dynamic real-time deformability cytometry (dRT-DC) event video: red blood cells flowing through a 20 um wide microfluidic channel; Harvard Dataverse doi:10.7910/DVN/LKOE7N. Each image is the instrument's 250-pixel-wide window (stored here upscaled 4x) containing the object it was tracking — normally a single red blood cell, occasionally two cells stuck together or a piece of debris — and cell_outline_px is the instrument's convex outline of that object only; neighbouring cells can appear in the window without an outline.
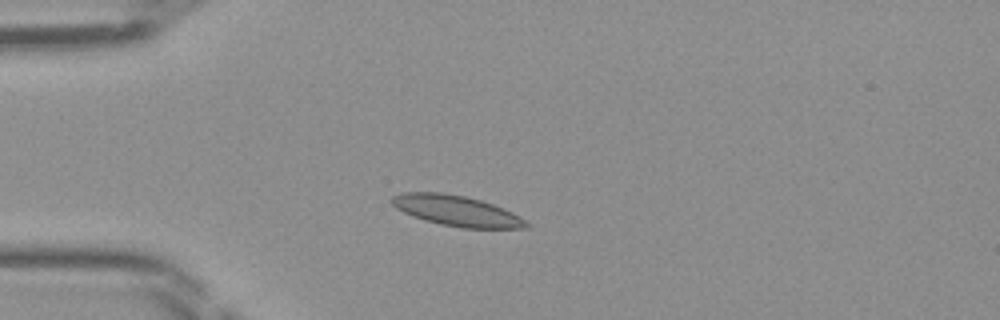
{"species": "Egyptian fruit bat (a non-hibernating species)", "species_latin": "Rousettus aegyptiacus", "temperature_condition": "room temperature", "stored_images_in_passage": 45, "camera_frame_rate_fps": 3000, "um_per_image_px": 0.085, "frame": {"image": 1, "passage_image": 10, "time_ms": 3.0, "image_size_px": [1000, 320], "cell_outline_px": [[532, 224], [528, 228], [464, 228], [440, 224], [424, 220], [412, 216], [396, 208], [388, 200], [392, 196], [400, 192], [444, 192], [464, 196], [480, 200], [504, 208], [520, 216]], "centroid_in_image_um": [38.81, 17.91], "position_along_channel_um": 46.2, "area_um2": 24.16}}
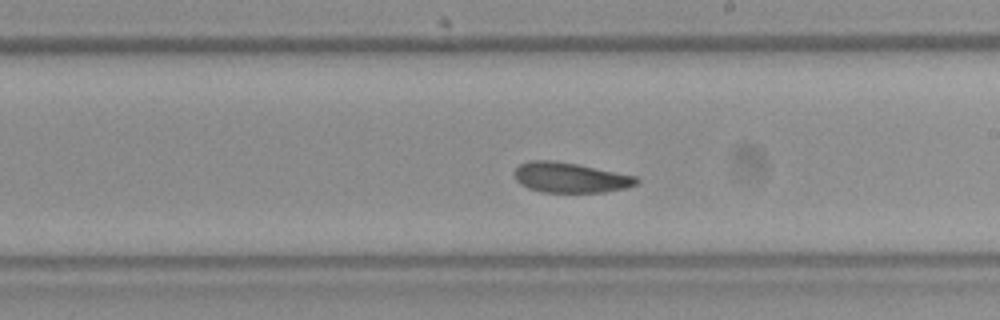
{"frame": {"image": 2, "passage_image": 25, "time_ms": 8.0, "image_size_px": [1000, 320], "cell_outline_px": [[640, 180], [636, 184], [624, 188], [604, 192], [540, 192], [528, 188], [520, 184], [516, 180], [512, 172], [520, 164], [528, 160], [552, 160], [580, 164], [636, 176]], "centroid_in_image_um": [48.43, 15.08], "position_along_channel_um": 240.6, "area_um2": 21.68}}
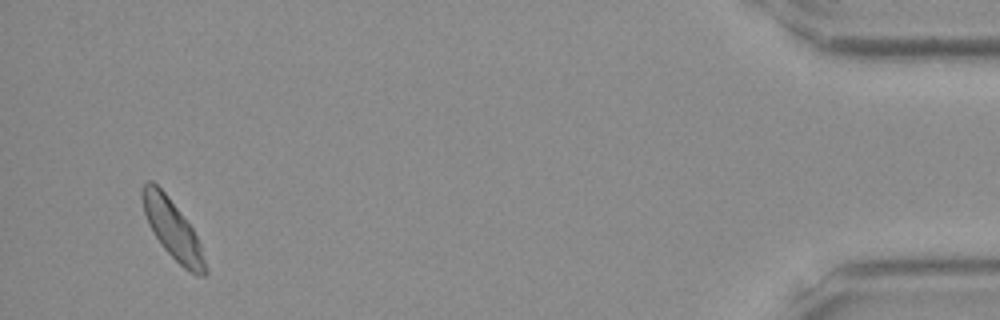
{"frame": {"image": 3, "passage_image": 43, "time_ms": 14.0, "image_size_px": [1000, 320], "cell_outline_px": [[208, 272], [204, 276], [196, 276], [188, 272], [164, 248], [148, 224], [144, 212], [140, 196], [140, 188], [148, 180], [152, 180], [168, 196], [192, 228], [200, 244]], "centroid_in_image_um": [14.65, 19.48], "position_along_channel_um": 420.5, "area_um2": 21.39}}